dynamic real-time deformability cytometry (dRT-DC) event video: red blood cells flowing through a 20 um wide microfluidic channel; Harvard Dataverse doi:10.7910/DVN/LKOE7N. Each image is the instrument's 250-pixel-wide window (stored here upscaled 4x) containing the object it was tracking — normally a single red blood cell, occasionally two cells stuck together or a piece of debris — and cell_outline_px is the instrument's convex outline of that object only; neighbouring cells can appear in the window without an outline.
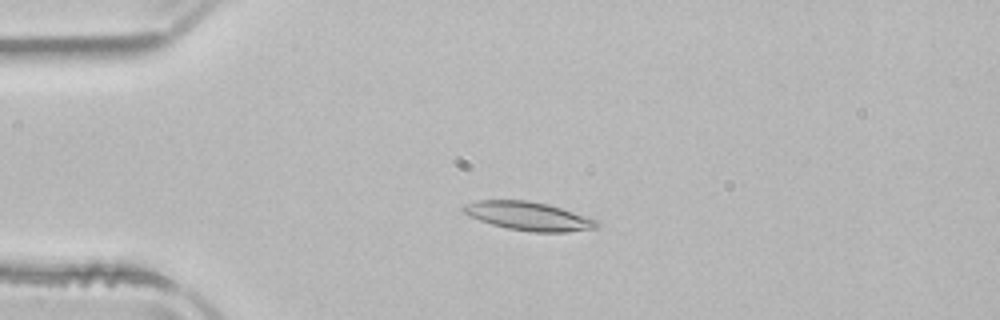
{"species": "common noctule bat (a hibernating species)", "species_latin": "Nyctalus noctula", "temperature_condition": "room temperature", "stored_images_in_passage": 51, "camera_frame_rate_fps": 3000, "um_per_image_px": 0.085, "animal": {"sex": "male", "body_mass_g": 21.5, "forearm_length_mm": 52.0}, "frame": {"image": 1, "passage_image": 12, "time_ms": 3.667, "image_size_px": [1000, 320], "cell_outline_px": [[600, 224], [596, 228], [564, 232], [532, 232], [508, 228], [492, 224], [468, 216], [460, 212], [460, 208], [464, 204], [476, 200], [528, 200], [548, 204], [596, 220]], "centroid_in_image_um": [44.83, 18.36], "position_along_channel_um": 40.2, "area_um2": 22.14}}
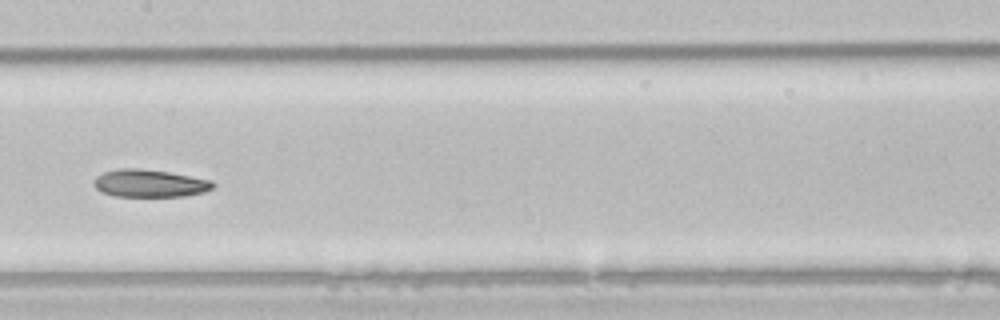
{"frame": {"image": 2, "passage_image": 26, "time_ms": 8.333, "image_size_px": [1000, 320], "cell_outline_px": [[216, 184], [212, 188], [204, 192], [184, 196], [116, 196], [100, 192], [92, 184], [92, 180], [96, 176], [104, 172], [120, 168], [136, 168], [168, 172], [212, 180]], "centroid_in_image_um": [12.69, 15.58], "position_along_channel_um": 194.7, "area_um2": 19.19}}
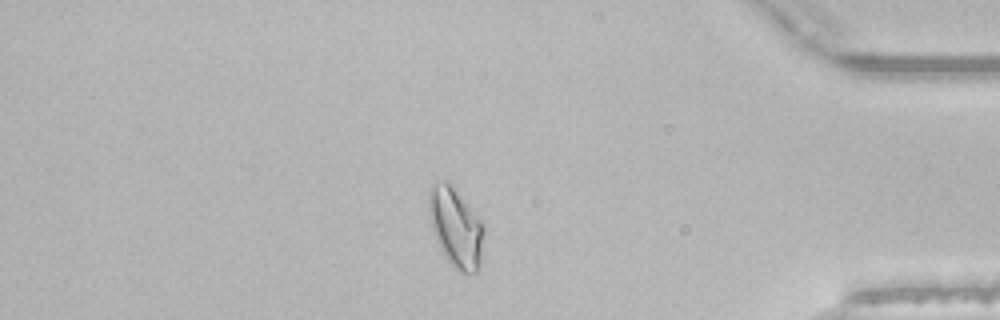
{"frame": {"image": 3, "passage_image": 44, "time_ms": 14.333, "image_size_px": [1000, 320], "cell_outline_px": [[484, 232], [480, 264], [476, 272], [468, 276], [460, 272], [448, 260], [440, 248], [436, 240], [432, 228], [428, 208], [428, 200], [432, 188], [436, 184], [444, 180], [452, 188], [484, 224]], "centroid_in_image_um": [38.76, 19.43], "position_along_channel_um": 396.4, "area_um2": 24.68}, "authors_computed_cell_mechanics": {"area_um2": 21.5594, "velocity_mm_per_s": 3.9236, "shape_relaxation_time_tau1_ms": 10.0602, "shape_relaxation_time_tau2_ms": 5.7982, "deformation_change_tau1": 0.2203, "deformation_change_tau2": 0.141}}